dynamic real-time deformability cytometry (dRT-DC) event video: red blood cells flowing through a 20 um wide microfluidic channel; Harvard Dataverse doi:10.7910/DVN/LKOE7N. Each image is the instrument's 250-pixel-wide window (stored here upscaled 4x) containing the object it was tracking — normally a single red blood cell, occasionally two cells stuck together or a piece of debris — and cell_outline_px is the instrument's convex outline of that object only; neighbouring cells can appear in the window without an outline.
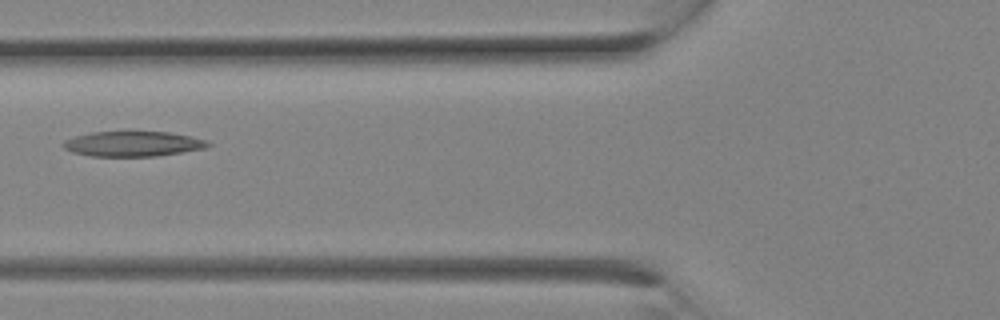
{"species": "Egyptian fruit bat (a non-hibernating species)", "species_latin": "Rousettus aegyptiacus", "temperature_condition": "room temperature", "stored_images_in_passage": 7, "camera_frame_rate_fps": 3000, "um_per_image_px": 0.085, "animal": {"sex": "female"}, "frame": {"image": 1, "passage_image": 6, "time_ms": 1.667, "image_size_px": [1000, 320], "cell_outline_px": [[212, 144], [204, 148], [156, 156], [92, 156], [72, 152], [64, 148], [60, 144], [64, 140], [76, 136], [92, 132], [168, 132], [192, 136], [208, 140]], "centroid_in_image_um": [11.29, 12.22], "position_along_channel_um": 114.5, "area_um2": 21.1}}